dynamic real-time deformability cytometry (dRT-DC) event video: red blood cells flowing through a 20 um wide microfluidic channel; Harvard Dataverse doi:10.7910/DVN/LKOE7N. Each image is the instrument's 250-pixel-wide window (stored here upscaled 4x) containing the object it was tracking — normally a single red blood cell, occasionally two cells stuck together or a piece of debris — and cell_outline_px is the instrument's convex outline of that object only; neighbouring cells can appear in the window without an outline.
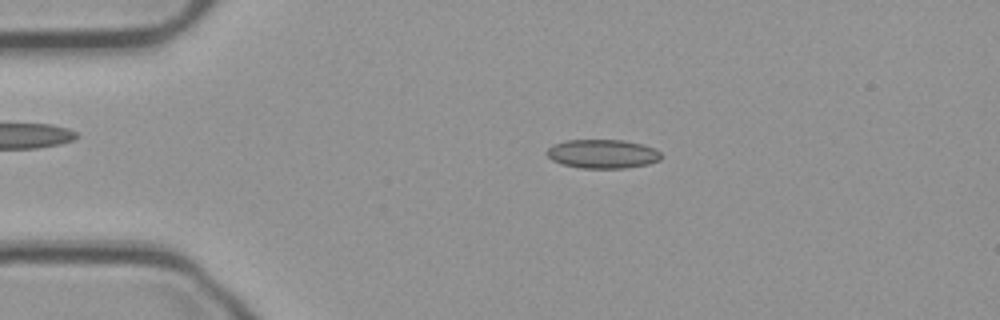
{"species": "common noctule bat (a hibernating species)", "species_latin": "Nyctalus noctula", "temperature_condition": "cold", "stored_images_in_passage": 48, "camera_frame_rate_fps": 3000, "um_per_image_px": 0.085, "animal": {"sex": "male", "body_mass_g": 23.1, "forearm_length_mm": 52.7}, "frame": {"image": 1, "passage_image": 5, "time_ms": 1.333, "image_size_px": [1000, 320], "cell_outline_px": [[660, 160], [648, 164], [624, 168], [580, 168], [560, 164], [552, 160], [544, 152], [552, 144], [568, 140], [624, 140], [644, 144], [660, 152]], "centroid_in_image_um": [51.18, 13.08], "position_along_channel_um": 33.8, "area_um2": 19.36}}
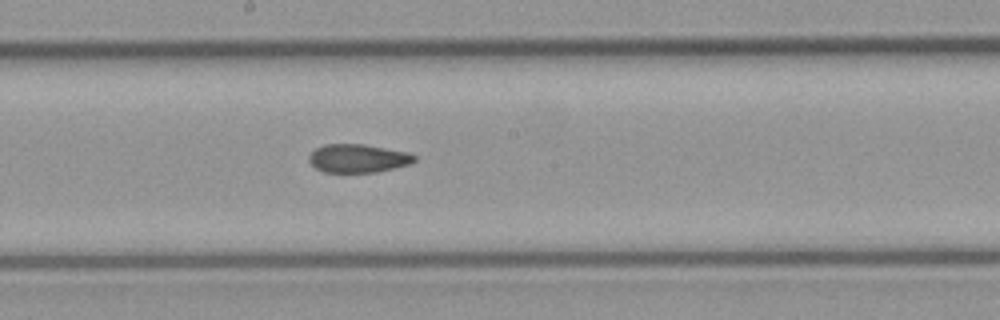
{"frame": {"image": 2, "passage_image": 23, "time_ms": 7.333, "image_size_px": [1000, 320], "cell_outline_px": [[416, 160], [412, 164], [376, 172], [324, 172], [316, 168], [308, 160], [308, 156], [316, 148], [324, 144], [364, 144], [408, 152], [416, 156]], "centroid_in_image_um": [30.45, 13.46], "position_along_channel_um": 217.8, "area_um2": 17.51}}
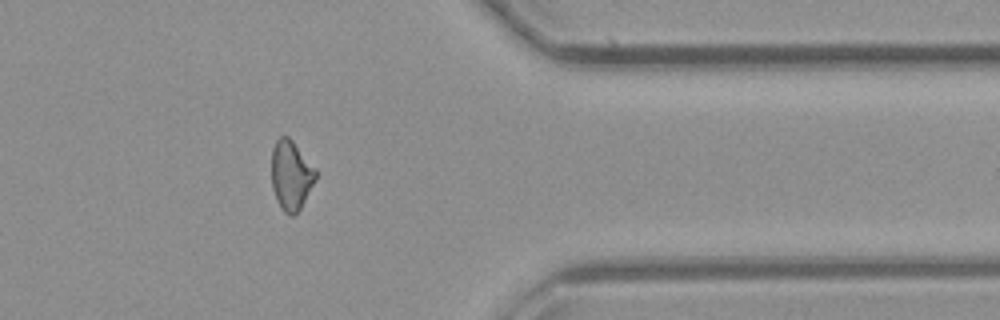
{"frame": {"image": 3, "passage_image": 38, "time_ms": 12.333, "image_size_px": [1000, 320], "cell_outline_px": [[316, 180], [300, 208], [292, 216], [288, 216], [284, 212], [276, 200], [272, 188], [272, 148], [276, 140], [280, 136], [288, 136], [292, 140], [316, 168]], "centroid_in_image_um": [24.73, 14.89], "position_along_channel_um": 386.7, "area_um2": 17.92}, "authors_computed_cell_mechanics": {"area_um2": 18.2359, "velocity_mm_per_s": 3.7242, "shape_relaxation_time_tau1_ms": null, "shape_relaxation_time_tau2_ms": 2.4518, "deformation_change_tau1": null, "deformation_change_tau2": 0.0835}}